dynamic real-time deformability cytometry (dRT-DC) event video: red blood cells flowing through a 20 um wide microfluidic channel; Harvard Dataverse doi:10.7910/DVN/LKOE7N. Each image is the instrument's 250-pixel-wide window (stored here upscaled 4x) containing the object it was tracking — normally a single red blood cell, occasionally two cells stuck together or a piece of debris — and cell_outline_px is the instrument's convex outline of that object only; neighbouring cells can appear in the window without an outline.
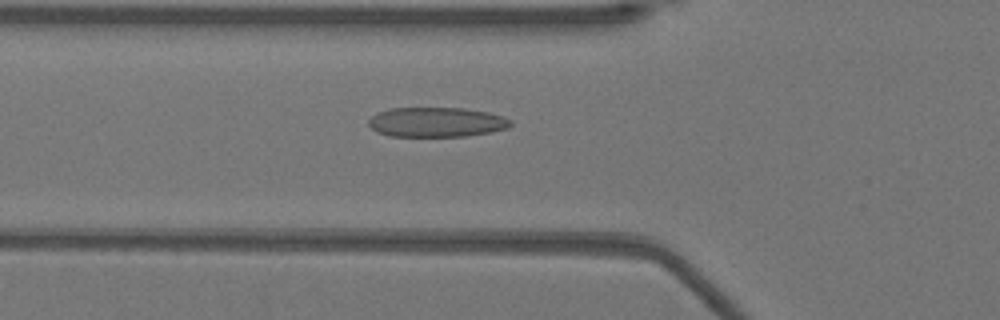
{"species": "Egyptian fruit bat (a non-hibernating species)", "species_latin": "Rousettus aegyptiacus", "temperature_condition": "warm", "stored_images_in_passage": 51, "camera_frame_rate_fps": 3000, "um_per_image_px": 0.085, "animal": {"sex": "female"}, "frame": {"image": 1, "passage_image": 18, "time_ms": 5.667, "image_size_px": [1000, 320], "cell_outline_px": [[512, 124], [508, 128], [492, 132], [464, 136], [388, 136], [376, 132], [368, 124], [368, 120], [376, 112], [388, 108], [464, 108], [488, 112], [504, 116], [512, 120]], "centroid_in_image_um": [37.1, 10.38], "position_along_channel_um": 88.7, "area_um2": 24.85}}
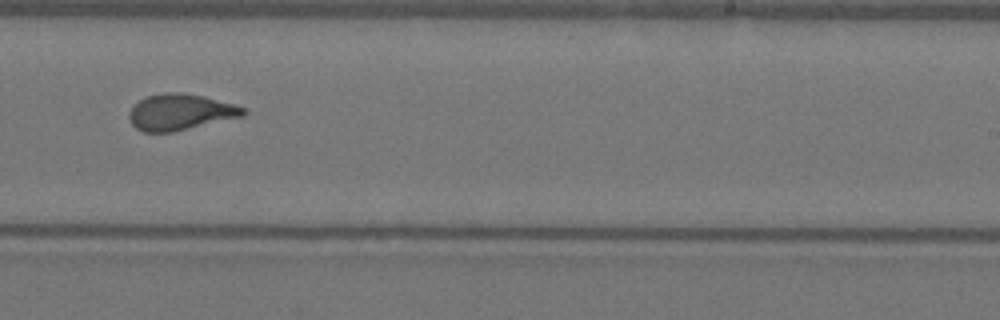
{"frame": {"image": 2, "passage_image": 32, "time_ms": 10.333, "image_size_px": [1000, 320], "cell_outline_px": [[248, 112], [244, 116], [172, 132], [144, 132], [136, 128], [132, 124], [128, 116], [132, 108], [140, 100], [148, 96], [164, 92], [180, 92], [204, 96], [232, 104], [244, 108]], "centroid_in_image_um": [15.33, 9.53], "position_along_channel_um": 273.7, "area_um2": 23.81}}
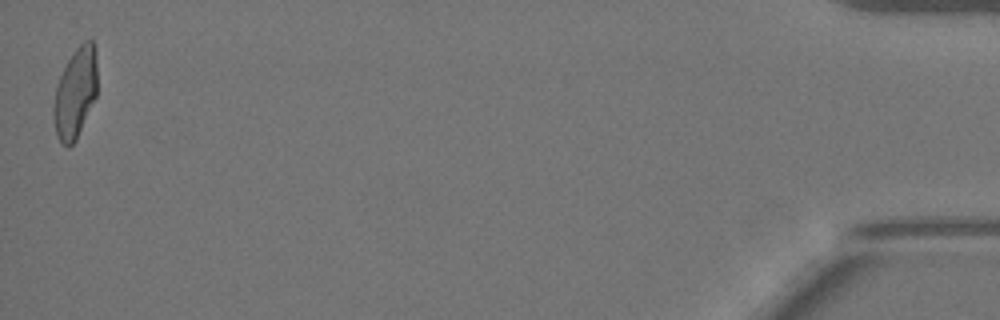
{"frame": {"image": 3, "passage_image": 51, "time_ms": 16.667, "image_size_px": [1000, 320], "cell_outline_px": [[96, 96], [76, 140], [68, 148], [60, 144], [56, 136], [52, 112], [52, 108], [56, 84], [72, 52], [84, 40], [92, 40], [96, 48]], "centroid_in_image_um": [6.37, 7.93], "position_along_channel_um": 428.8, "area_um2": 23.24}, "authors_computed_cell_mechanics": {"area_um2": 24.4494, "velocity_mm_per_s": 3.9438, "shape_relaxation_time_tau1_ms": 7.9733, "shape_relaxation_time_tau2_ms": 0.8728, "deformation_change_tau1": 0.2555, "deformation_change_tau2": 0.0931}}